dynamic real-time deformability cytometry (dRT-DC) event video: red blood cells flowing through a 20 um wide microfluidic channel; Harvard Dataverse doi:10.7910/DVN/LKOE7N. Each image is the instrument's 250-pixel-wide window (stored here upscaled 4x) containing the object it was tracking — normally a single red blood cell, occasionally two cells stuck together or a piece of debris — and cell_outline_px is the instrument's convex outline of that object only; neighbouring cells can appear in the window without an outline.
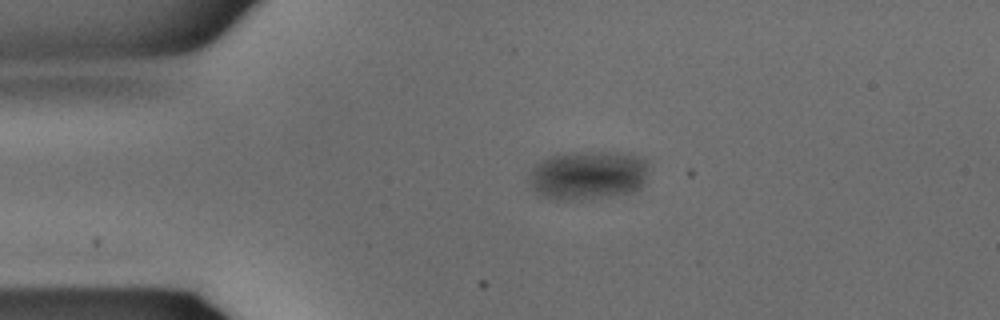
{"species": "common noctule bat (a hibernating species)", "species_latin": "Nyctalus noctula", "temperature_condition": "warm", "stored_images_in_passage": 18, "camera_frame_rate_fps": 3000, "um_per_image_px": 0.085, "animal": {"sex": "male", "body_mass_g": 15.6}, "frame": {"image": 1, "passage_image": 1, "time_ms": 0.0, "image_size_px": [1000, 320], "cell_outline_px": [[648, 168], [644, 184], [640, 188], [632, 192], [608, 196], [572, 200], [548, 200], [536, 192], [528, 180], [528, 172], [540, 160], [548, 156], [572, 152], [620, 152], [636, 156], [644, 160]], "centroid_in_image_um": [49.93, 14.9], "position_along_channel_um": 35.1, "area_um2": 34.39}}